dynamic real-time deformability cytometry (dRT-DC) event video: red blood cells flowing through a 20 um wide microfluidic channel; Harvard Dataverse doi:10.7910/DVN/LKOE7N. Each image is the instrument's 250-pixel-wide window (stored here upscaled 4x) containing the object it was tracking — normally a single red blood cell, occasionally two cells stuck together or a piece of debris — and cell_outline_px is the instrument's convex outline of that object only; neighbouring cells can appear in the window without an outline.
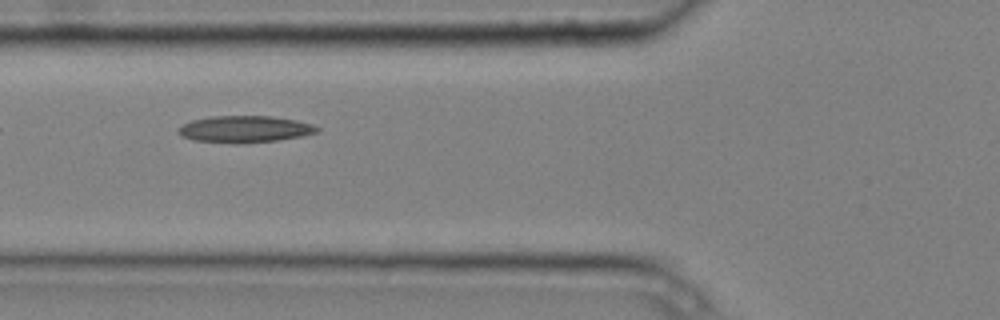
{"species": "common noctule bat (a hibernating species)", "species_latin": "Nyctalus noctula", "temperature_condition": "cold", "stored_images_in_passage": 6, "camera_frame_rate_fps": 3000, "um_per_image_px": 0.085, "animal": {"sex": "male", "body_mass_g": 20.4}, "frame": {"image": 1, "passage_image": 3, "time_ms": 0.667, "image_size_px": [1000, 320], "cell_outline_px": [[320, 132], [300, 136], [276, 140], [240, 144], [236, 144], [192, 140], [180, 136], [176, 132], [176, 128], [192, 120], [212, 116], [272, 116], [296, 120], [312, 124], [320, 128]], "centroid_in_image_um": [20.77, 10.98], "position_along_channel_um": 105.0, "area_um2": 21.85}}
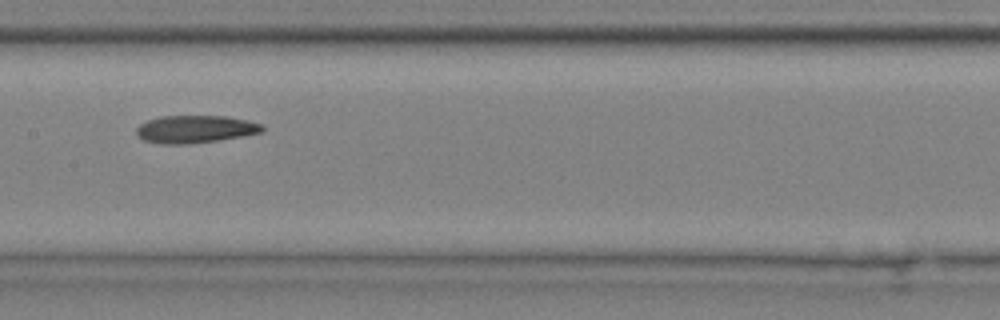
{"frame": {"image": 2, "passage_image": 5, "time_ms": 1.333, "image_size_px": [1000, 320], "cell_outline_px": [[264, 132], [216, 140], [188, 144], [160, 144], [144, 140], [136, 136], [136, 128], [140, 124], [148, 120], [160, 116], [228, 116], [248, 120], [264, 124]], "centroid_in_image_um": [16.59, 10.97], "position_along_channel_um": 190.8, "area_um2": 20.35}}
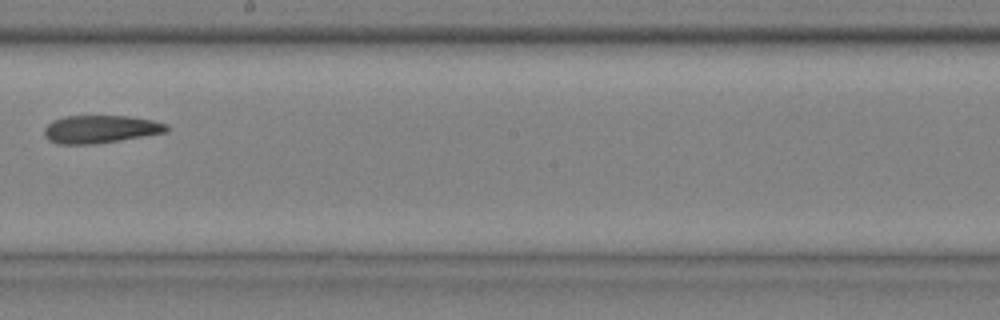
{"frame": {"image": 3, "passage_image": 6, "time_ms": 1.667, "image_size_px": [1000, 320], "cell_outline_px": [[168, 132], [96, 144], [56, 144], [48, 140], [44, 136], [44, 128], [52, 120], [64, 116], [128, 116], [152, 120], [168, 124]], "centroid_in_image_um": [8.51, 10.98], "position_along_channel_um": 239.7, "area_um2": 20.0}}